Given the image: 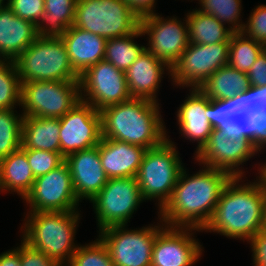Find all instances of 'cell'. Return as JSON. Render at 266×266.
<instances>
[{"mask_svg": "<svg viewBox=\"0 0 266 266\" xmlns=\"http://www.w3.org/2000/svg\"><path fill=\"white\" fill-rule=\"evenodd\" d=\"M250 88L248 75L226 64L210 75L200 90L210 100H225Z\"/></svg>", "mask_w": 266, "mask_h": 266, "instance_id": "4316f807", "label": "cell"}, {"mask_svg": "<svg viewBox=\"0 0 266 266\" xmlns=\"http://www.w3.org/2000/svg\"><path fill=\"white\" fill-rule=\"evenodd\" d=\"M133 10L141 17L147 14L155 13L157 0H125Z\"/></svg>", "mask_w": 266, "mask_h": 266, "instance_id": "7bdbcfd3", "label": "cell"}, {"mask_svg": "<svg viewBox=\"0 0 266 266\" xmlns=\"http://www.w3.org/2000/svg\"><path fill=\"white\" fill-rule=\"evenodd\" d=\"M251 87L266 86V51L263 50L247 73Z\"/></svg>", "mask_w": 266, "mask_h": 266, "instance_id": "ab89813d", "label": "cell"}, {"mask_svg": "<svg viewBox=\"0 0 266 266\" xmlns=\"http://www.w3.org/2000/svg\"><path fill=\"white\" fill-rule=\"evenodd\" d=\"M7 6L15 15L35 25L45 13L44 0H7Z\"/></svg>", "mask_w": 266, "mask_h": 266, "instance_id": "74e56055", "label": "cell"}, {"mask_svg": "<svg viewBox=\"0 0 266 266\" xmlns=\"http://www.w3.org/2000/svg\"><path fill=\"white\" fill-rule=\"evenodd\" d=\"M59 121L60 153L64 158L95 147L102 139L100 111L82 100Z\"/></svg>", "mask_w": 266, "mask_h": 266, "instance_id": "e0dca14e", "label": "cell"}, {"mask_svg": "<svg viewBox=\"0 0 266 266\" xmlns=\"http://www.w3.org/2000/svg\"><path fill=\"white\" fill-rule=\"evenodd\" d=\"M68 164L77 199L91 201L106 185L108 177L102 167L98 145L77 151L65 158Z\"/></svg>", "mask_w": 266, "mask_h": 266, "instance_id": "d6986e66", "label": "cell"}, {"mask_svg": "<svg viewBox=\"0 0 266 266\" xmlns=\"http://www.w3.org/2000/svg\"><path fill=\"white\" fill-rule=\"evenodd\" d=\"M165 73L171 79V68L145 48L125 72L131 98L159 103L157 95Z\"/></svg>", "mask_w": 266, "mask_h": 266, "instance_id": "ffe728a7", "label": "cell"}, {"mask_svg": "<svg viewBox=\"0 0 266 266\" xmlns=\"http://www.w3.org/2000/svg\"><path fill=\"white\" fill-rule=\"evenodd\" d=\"M229 46L230 41L208 45L189 43L171 68V84L179 89H200L210 75L228 64Z\"/></svg>", "mask_w": 266, "mask_h": 266, "instance_id": "8fae6325", "label": "cell"}, {"mask_svg": "<svg viewBox=\"0 0 266 266\" xmlns=\"http://www.w3.org/2000/svg\"><path fill=\"white\" fill-rule=\"evenodd\" d=\"M81 101L79 81L21 83L23 116L61 118Z\"/></svg>", "mask_w": 266, "mask_h": 266, "instance_id": "9c48e42d", "label": "cell"}, {"mask_svg": "<svg viewBox=\"0 0 266 266\" xmlns=\"http://www.w3.org/2000/svg\"><path fill=\"white\" fill-rule=\"evenodd\" d=\"M34 181L26 153L21 148L0 159V192L15 193L24 199Z\"/></svg>", "mask_w": 266, "mask_h": 266, "instance_id": "d4e9b609", "label": "cell"}, {"mask_svg": "<svg viewBox=\"0 0 266 266\" xmlns=\"http://www.w3.org/2000/svg\"><path fill=\"white\" fill-rule=\"evenodd\" d=\"M22 202L29 206L27 212L79 211L80 201L74 192L68 164L64 161L47 174L35 178Z\"/></svg>", "mask_w": 266, "mask_h": 266, "instance_id": "9a60e30c", "label": "cell"}, {"mask_svg": "<svg viewBox=\"0 0 266 266\" xmlns=\"http://www.w3.org/2000/svg\"><path fill=\"white\" fill-rule=\"evenodd\" d=\"M256 176L253 181L246 180L247 177L230 179L202 233L213 232L249 243L263 229L266 186Z\"/></svg>", "mask_w": 266, "mask_h": 266, "instance_id": "7a4b0ae2", "label": "cell"}, {"mask_svg": "<svg viewBox=\"0 0 266 266\" xmlns=\"http://www.w3.org/2000/svg\"><path fill=\"white\" fill-rule=\"evenodd\" d=\"M21 107V82L14 61L0 62V109Z\"/></svg>", "mask_w": 266, "mask_h": 266, "instance_id": "836d02e7", "label": "cell"}, {"mask_svg": "<svg viewBox=\"0 0 266 266\" xmlns=\"http://www.w3.org/2000/svg\"><path fill=\"white\" fill-rule=\"evenodd\" d=\"M36 25L15 15L6 5L0 9V59L15 61L36 39Z\"/></svg>", "mask_w": 266, "mask_h": 266, "instance_id": "603a6c76", "label": "cell"}, {"mask_svg": "<svg viewBox=\"0 0 266 266\" xmlns=\"http://www.w3.org/2000/svg\"><path fill=\"white\" fill-rule=\"evenodd\" d=\"M59 118L23 116L21 149L60 153Z\"/></svg>", "mask_w": 266, "mask_h": 266, "instance_id": "484cf974", "label": "cell"}, {"mask_svg": "<svg viewBox=\"0 0 266 266\" xmlns=\"http://www.w3.org/2000/svg\"><path fill=\"white\" fill-rule=\"evenodd\" d=\"M147 149L114 139L102 138L98 152L108 179L136 177Z\"/></svg>", "mask_w": 266, "mask_h": 266, "instance_id": "7402d4cb", "label": "cell"}, {"mask_svg": "<svg viewBox=\"0 0 266 266\" xmlns=\"http://www.w3.org/2000/svg\"><path fill=\"white\" fill-rule=\"evenodd\" d=\"M167 138L160 146L146 150L136 175L142 197L156 202L157 212L170 200L184 167L176 142L169 134Z\"/></svg>", "mask_w": 266, "mask_h": 266, "instance_id": "5b68a950", "label": "cell"}, {"mask_svg": "<svg viewBox=\"0 0 266 266\" xmlns=\"http://www.w3.org/2000/svg\"><path fill=\"white\" fill-rule=\"evenodd\" d=\"M187 12L189 43L208 45L230 41L233 31L216 17L195 8Z\"/></svg>", "mask_w": 266, "mask_h": 266, "instance_id": "83f0119b", "label": "cell"}, {"mask_svg": "<svg viewBox=\"0 0 266 266\" xmlns=\"http://www.w3.org/2000/svg\"><path fill=\"white\" fill-rule=\"evenodd\" d=\"M263 230H266V202L264 206V223H263Z\"/></svg>", "mask_w": 266, "mask_h": 266, "instance_id": "7dc6e473", "label": "cell"}, {"mask_svg": "<svg viewBox=\"0 0 266 266\" xmlns=\"http://www.w3.org/2000/svg\"><path fill=\"white\" fill-rule=\"evenodd\" d=\"M14 62L21 83L79 81L61 37H38Z\"/></svg>", "mask_w": 266, "mask_h": 266, "instance_id": "8992f818", "label": "cell"}, {"mask_svg": "<svg viewBox=\"0 0 266 266\" xmlns=\"http://www.w3.org/2000/svg\"><path fill=\"white\" fill-rule=\"evenodd\" d=\"M251 142L255 149L261 153L266 147V114L259 115L251 121Z\"/></svg>", "mask_w": 266, "mask_h": 266, "instance_id": "60d3db41", "label": "cell"}, {"mask_svg": "<svg viewBox=\"0 0 266 266\" xmlns=\"http://www.w3.org/2000/svg\"><path fill=\"white\" fill-rule=\"evenodd\" d=\"M140 20L125 0H77L73 26L108 40L136 32Z\"/></svg>", "mask_w": 266, "mask_h": 266, "instance_id": "52a82bcc", "label": "cell"}, {"mask_svg": "<svg viewBox=\"0 0 266 266\" xmlns=\"http://www.w3.org/2000/svg\"><path fill=\"white\" fill-rule=\"evenodd\" d=\"M77 0H44L45 13L36 24L38 37H61L74 24Z\"/></svg>", "mask_w": 266, "mask_h": 266, "instance_id": "f1b7e54d", "label": "cell"}, {"mask_svg": "<svg viewBox=\"0 0 266 266\" xmlns=\"http://www.w3.org/2000/svg\"><path fill=\"white\" fill-rule=\"evenodd\" d=\"M80 212H26L21 239L65 266L80 246L74 242L82 219Z\"/></svg>", "mask_w": 266, "mask_h": 266, "instance_id": "277c9868", "label": "cell"}, {"mask_svg": "<svg viewBox=\"0 0 266 266\" xmlns=\"http://www.w3.org/2000/svg\"><path fill=\"white\" fill-rule=\"evenodd\" d=\"M250 244L253 266H266V230H261Z\"/></svg>", "mask_w": 266, "mask_h": 266, "instance_id": "b9f144b4", "label": "cell"}, {"mask_svg": "<svg viewBox=\"0 0 266 266\" xmlns=\"http://www.w3.org/2000/svg\"><path fill=\"white\" fill-rule=\"evenodd\" d=\"M159 223L142 228L129 225L110 226L98 231L97 237L107 247L114 266H151L152 249L156 235L166 226Z\"/></svg>", "mask_w": 266, "mask_h": 266, "instance_id": "ba28073f", "label": "cell"}, {"mask_svg": "<svg viewBox=\"0 0 266 266\" xmlns=\"http://www.w3.org/2000/svg\"><path fill=\"white\" fill-rule=\"evenodd\" d=\"M20 243L21 266H61L56 260L46 256L43 252L30 247L22 239Z\"/></svg>", "mask_w": 266, "mask_h": 266, "instance_id": "f35d334b", "label": "cell"}, {"mask_svg": "<svg viewBox=\"0 0 266 266\" xmlns=\"http://www.w3.org/2000/svg\"><path fill=\"white\" fill-rule=\"evenodd\" d=\"M162 16L158 12L141 16L140 29L149 40L145 48L172 68L189 45L188 23L186 15L183 21L175 15Z\"/></svg>", "mask_w": 266, "mask_h": 266, "instance_id": "4fadbf2b", "label": "cell"}, {"mask_svg": "<svg viewBox=\"0 0 266 266\" xmlns=\"http://www.w3.org/2000/svg\"><path fill=\"white\" fill-rule=\"evenodd\" d=\"M200 7L199 11L216 17L221 23L233 32H242L241 11L243 10L242 0H196Z\"/></svg>", "mask_w": 266, "mask_h": 266, "instance_id": "1f68e13d", "label": "cell"}, {"mask_svg": "<svg viewBox=\"0 0 266 266\" xmlns=\"http://www.w3.org/2000/svg\"><path fill=\"white\" fill-rule=\"evenodd\" d=\"M205 114L213 128L221 127L229 137L247 136L251 139V121L266 114L261 87H251L230 99L210 100Z\"/></svg>", "mask_w": 266, "mask_h": 266, "instance_id": "7c38bea8", "label": "cell"}, {"mask_svg": "<svg viewBox=\"0 0 266 266\" xmlns=\"http://www.w3.org/2000/svg\"><path fill=\"white\" fill-rule=\"evenodd\" d=\"M259 152L247 136L229 137L226 130L213 128L207 143L193 157L195 163L224 170L232 177H246L244 164ZM241 165V166H240ZM243 165V166H242Z\"/></svg>", "mask_w": 266, "mask_h": 266, "instance_id": "5bb4252c", "label": "cell"}, {"mask_svg": "<svg viewBox=\"0 0 266 266\" xmlns=\"http://www.w3.org/2000/svg\"><path fill=\"white\" fill-rule=\"evenodd\" d=\"M0 266H21L20 245L0 254Z\"/></svg>", "mask_w": 266, "mask_h": 266, "instance_id": "ee69618b", "label": "cell"}, {"mask_svg": "<svg viewBox=\"0 0 266 266\" xmlns=\"http://www.w3.org/2000/svg\"><path fill=\"white\" fill-rule=\"evenodd\" d=\"M264 163V164H263ZM261 162V164L258 162L255 163L257 166H255L254 168L256 169L257 167V172L255 174H258V176L262 179V181L264 182L265 186H266V163L265 162Z\"/></svg>", "mask_w": 266, "mask_h": 266, "instance_id": "f6af8a7d", "label": "cell"}, {"mask_svg": "<svg viewBox=\"0 0 266 266\" xmlns=\"http://www.w3.org/2000/svg\"><path fill=\"white\" fill-rule=\"evenodd\" d=\"M7 0H0V9H3L7 5Z\"/></svg>", "mask_w": 266, "mask_h": 266, "instance_id": "c3c4849f", "label": "cell"}, {"mask_svg": "<svg viewBox=\"0 0 266 266\" xmlns=\"http://www.w3.org/2000/svg\"><path fill=\"white\" fill-rule=\"evenodd\" d=\"M250 13L242 32L259 44L266 46V5L259 4Z\"/></svg>", "mask_w": 266, "mask_h": 266, "instance_id": "8d00e7d4", "label": "cell"}, {"mask_svg": "<svg viewBox=\"0 0 266 266\" xmlns=\"http://www.w3.org/2000/svg\"><path fill=\"white\" fill-rule=\"evenodd\" d=\"M22 150L26 153L28 163L35 178L47 174L65 161V158L59 152L37 149Z\"/></svg>", "mask_w": 266, "mask_h": 266, "instance_id": "d590c367", "label": "cell"}, {"mask_svg": "<svg viewBox=\"0 0 266 266\" xmlns=\"http://www.w3.org/2000/svg\"><path fill=\"white\" fill-rule=\"evenodd\" d=\"M261 93H262L263 109H264V112L266 113V86L261 87Z\"/></svg>", "mask_w": 266, "mask_h": 266, "instance_id": "bcb514c9", "label": "cell"}, {"mask_svg": "<svg viewBox=\"0 0 266 266\" xmlns=\"http://www.w3.org/2000/svg\"><path fill=\"white\" fill-rule=\"evenodd\" d=\"M199 166L194 174H188L187 167H183L170 200L157 212L166 226L203 230L212 218L232 176L224 170Z\"/></svg>", "mask_w": 266, "mask_h": 266, "instance_id": "6da1fadb", "label": "cell"}, {"mask_svg": "<svg viewBox=\"0 0 266 266\" xmlns=\"http://www.w3.org/2000/svg\"><path fill=\"white\" fill-rule=\"evenodd\" d=\"M0 109V159L21 148L22 112Z\"/></svg>", "mask_w": 266, "mask_h": 266, "instance_id": "d6a6232c", "label": "cell"}, {"mask_svg": "<svg viewBox=\"0 0 266 266\" xmlns=\"http://www.w3.org/2000/svg\"><path fill=\"white\" fill-rule=\"evenodd\" d=\"M160 105V106H159ZM161 103L130 98L100 111L102 138L152 149L163 144L169 133L160 111Z\"/></svg>", "mask_w": 266, "mask_h": 266, "instance_id": "3957f363", "label": "cell"}, {"mask_svg": "<svg viewBox=\"0 0 266 266\" xmlns=\"http://www.w3.org/2000/svg\"><path fill=\"white\" fill-rule=\"evenodd\" d=\"M196 228L165 226L155 238L151 266H193L204 251ZM195 235V236H194Z\"/></svg>", "mask_w": 266, "mask_h": 266, "instance_id": "ac0fdd59", "label": "cell"}, {"mask_svg": "<svg viewBox=\"0 0 266 266\" xmlns=\"http://www.w3.org/2000/svg\"><path fill=\"white\" fill-rule=\"evenodd\" d=\"M65 266H114V263L107 247L98 237L87 244H80Z\"/></svg>", "mask_w": 266, "mask_h": 266, "instance_id": "e575fe53", "label": "cell"}, {"mask_svg": "<svg viewBox=\"0 0 266 266\" xmlns=\"http://www.w3.org/2000/svg\"><path fill=\"white\" fill-rule=\"evenodd\" d=\"M263 50V45L243 32H233L230 37L228 64L247 74Z\"/></svg>", "mask_w": 266, "mask_h": 266, "instance_id": "4dcf8cb0", "label": "cell"}, {"mask_svg": "<svg viewBox=\"0 0 266 266\" xmlns=\"http://www.w3.org/2000/svg\"><path fill=\"white\" fill-rule=\"evenodd\" d=\"M136 177L108 179L106 185L89 202L92 203L99 231L110 226L128 225L141 203Z\"/></svg>", "mask_w": 266, "mask_h": 266, "instance_id": "30bf717a", "label": "cell"}, {"mask_svg": "<svg viewBox=\"0 0 266 266\" xmlns=\"http://www.w3.org/2000/svg\"><path fill=\"white\" fill-rule=\"evenodd\" d=\"M79 84L81 100L97 111L131 98L125 72L105 60L81 74Z\"/></svg>", "mask_w": 266, "mask_h": 266, "instance_id": "2e32d148", "label": "cell"}, {"mask_svg": "<svg viewBox=\"0 0 266 266\" xmlns=\"http://www.w3.org/2000/svg\"><path fill=\"white\" fill-rule=\"evenodd\" d=\"M61 38L66 45L70 63L79 76L104 59L107 40L99 35L72 25Z\"/></svg>", "mask_w": 266, "mask_h": 266, "instance_id": "cb8c5ba5", "label": "cell"}, {"mask_svg": "<svg viewBox=\"0 0 266 266\" xmlns=\"http://www.w3.org/2000/svg\"><path fill=\"white\" fill-rule=\"evenodd\" d=\"M189 94L176 111L177 125L182 138L196 142L194 155L207 143L212 125L207 119L205 108L210 99L200 89H189Z\"/></svg>", "mask_w": 266, "mask_h": 266, "instance_id": "44dd1931", "label": "cell"}, {"mask_svg": "<svg viewBox=\"0 0 266 266\" xmlns=\"http://www.w3.org/2000/svg\"><path fill=\"white\" fill-rule=\"evenodd\" d=\"M139 37H143L140 28L134 33L108 39L105 44L103 60L126 72L146 47L135 42V39Z\"/></svg>", "mask_w": 266, "mask_h": 266, "instance_id": "f546056e", "label": "cell"}]
</instances>
